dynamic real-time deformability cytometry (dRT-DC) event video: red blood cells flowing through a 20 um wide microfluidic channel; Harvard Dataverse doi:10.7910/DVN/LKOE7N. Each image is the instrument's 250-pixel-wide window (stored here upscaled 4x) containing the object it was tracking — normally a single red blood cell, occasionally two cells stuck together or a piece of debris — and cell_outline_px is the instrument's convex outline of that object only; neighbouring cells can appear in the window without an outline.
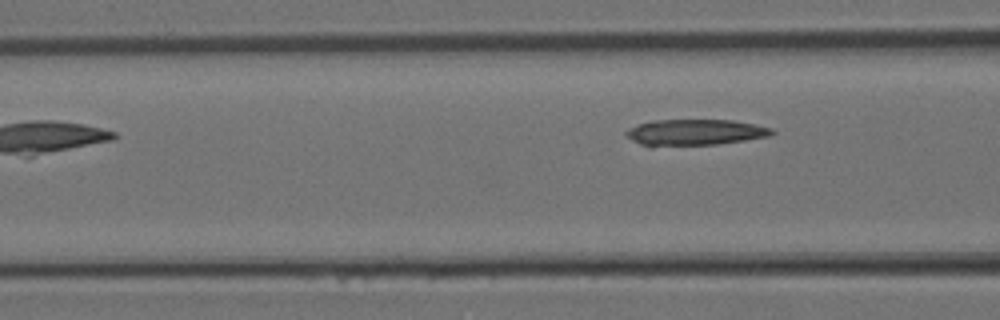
{"species": "Egyptian fruit bat (a non-hibernating species)", "species_latin": "Rousettus aegyptiacus", "temperature_condition": "room temperature", "stored_images_in_passage": 9, "segment_of_instrument_passage": [2, 2], "camera_frame_rate_fps": 3000, "um_per_image_px": 0.085, "animal": {"sex": "female"}, "frame": {"image": 1, "passage_image": 9, "time_ms": 2.667, "image_size_px": [1000, 320], "cell_outline_px": [[776, 132], [768, 136], [744, 140], [716, 144], [652, 148], [648, 148], [624, 136], [624, 132], [628, 128], [652, 120], [732, 120], [772, 128]], "centroid_in_image_um": [58.96, 11.28], "position_along_channel_um": 107.6, "area_um2": 22.6}}